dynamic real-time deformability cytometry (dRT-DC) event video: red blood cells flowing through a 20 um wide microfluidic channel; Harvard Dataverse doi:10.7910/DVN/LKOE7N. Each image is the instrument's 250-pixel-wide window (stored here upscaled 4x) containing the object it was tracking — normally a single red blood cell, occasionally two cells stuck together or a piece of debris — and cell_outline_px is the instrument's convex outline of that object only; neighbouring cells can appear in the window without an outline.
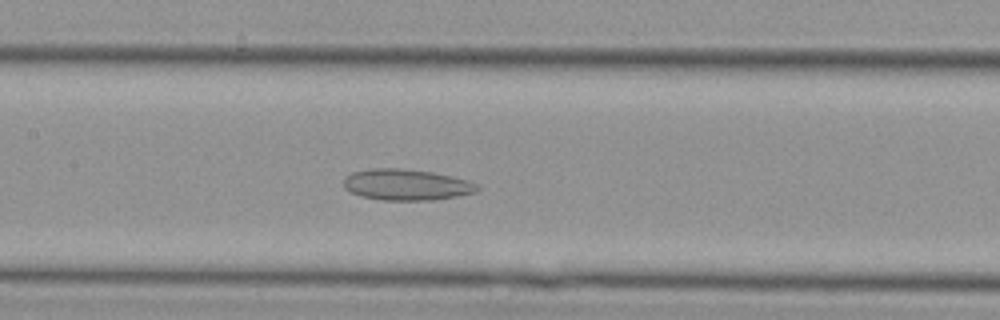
{"species": "Egyptian fruit bat (a non-hibernating species)", "species_latin": "Rousettus aegyptiacus", "temperature_condition": "cold", "stored_images_in_passage": 35, "camera_frame_rate_fps": 3000, "um_per_image_px": 0.085, "animal": {"sex": "female"}, "frame": {"image": 1, "passage_image": 15, "time_ms": 4.667, "image_size_px": [1000, 320], "cell_outline_px": [[480, 188], [476, 192], [456, 196], [432, 200], [384, 200], [360, 196], [344, 188], [344, 176], [352, 172], [372, 168], [400, 168], [432, 172], [468, 180], [476, 184]], "centroid_in_image_um": [34.52, 15.69], "position_along_channel_um": 172.9, "area_um2": 24.16}}
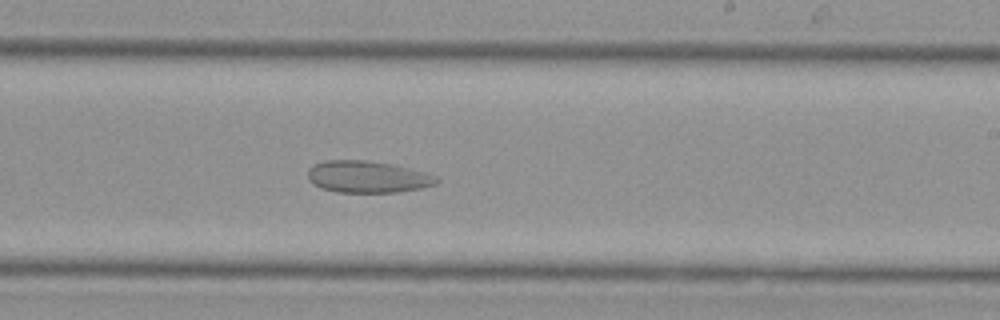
{"frame": {"image": 2, "passage_image": 20, "time_ms": 6.333, "image_size_px": [1000, 320], "cell_outline_px": [[440, 180], [436, 184], [420, 188], [400, 192], [336, 192], [320, 188], [308, 180], [308, 168], [312, 164], [324, 160], [364, 160], [388, 164], [408, 168], [424, 172], [436, 176]], "centroid_in_image_um": [31.19, 15.03], "position_along_channel_um": 257.8, "area_um2": 23.87}}
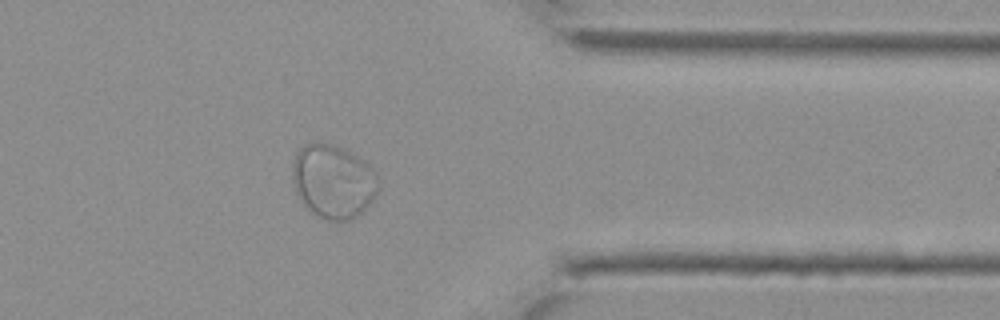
{"frame": {"image": 3, "passage_image": 28, "time_ms": 9.0, "image_size_px": [1000, 320], "cell_outline_px": [[380, 192], [356, 216], [348, 220], [324, 220], [316, 216], [300, 200], [292, 184], [292, 164], [296, 152], [304, 144], [312, 140], [316, 140], [332, 144], [344, 148], [352, 152], [364, 160], [380, 176]], "centroid_in_image_um": [28.32, 15.37], "position_along_channel_um": 383.1, "area_um2": 37.8}}